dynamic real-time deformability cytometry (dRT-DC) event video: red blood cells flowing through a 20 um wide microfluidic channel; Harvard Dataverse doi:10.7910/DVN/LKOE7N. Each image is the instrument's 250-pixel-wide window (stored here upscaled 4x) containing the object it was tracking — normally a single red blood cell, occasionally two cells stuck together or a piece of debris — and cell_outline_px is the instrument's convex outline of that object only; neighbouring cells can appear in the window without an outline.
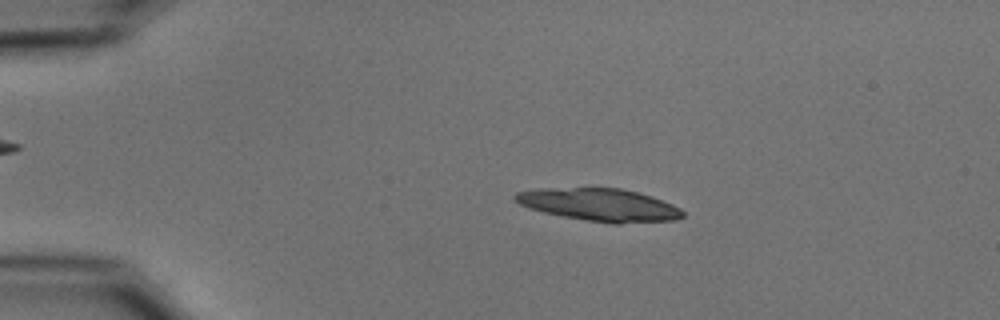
{"species": "common noctule bat (a hibernating species)", "species_latin": "Nyctalus noctula", "temperature_condition": "cold", "stored_images_in_passage": 53, "camera_frame_rate_fps": 3000, "um_per_image_px": 0.085, "animal": {"sex": "male", "body_mass_g": 15.6}, "frame": {"image": 1, "passage_image": 11, "time_ms": 3.333, "image_size_px": [1000, 320], "cell_outline_px": [[684, 216], [676, 220], [620, 224], [612, 224], [564, 216], [544, 212], [528, 208], [520, 204], [512, 196], [516, 192], [540, 188], [620, 188], [652, 196], [672, 204], [680, 208], [684, 212]], "centroid_in_image_um": [50.98, 17.41], "position_along_channel_um": 34.0, "area_um2": 31.85}}